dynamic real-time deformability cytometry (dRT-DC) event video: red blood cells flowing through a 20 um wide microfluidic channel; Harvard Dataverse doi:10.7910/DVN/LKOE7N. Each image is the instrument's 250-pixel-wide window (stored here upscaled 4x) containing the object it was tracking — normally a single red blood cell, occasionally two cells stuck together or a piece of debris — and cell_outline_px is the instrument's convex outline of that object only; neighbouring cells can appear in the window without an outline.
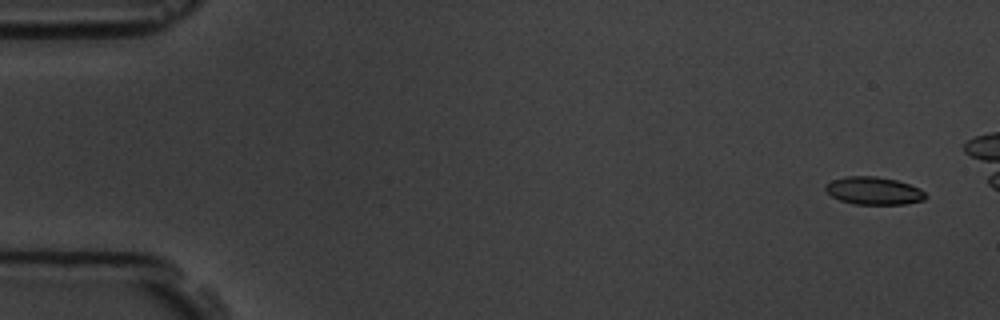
{"species": "common noctule bat (a hibernating species)", "species_latin": "Nyctalus noctula", "temperature_condition": "room temperature", "stored_images_in_passage": 6, "camera_frame_rate_fps": 3000, "um_per_image_px": 0.085, "animal": {"sex": "male", "body_mass_g": 19.5, "forearm_length_mm": 54.6}, "frame": {"image": 1, "passage_image": 1, "time_ms": 0.0, "image_size_px": [1000, 320], "cell_outline_px": [[928, 196], [924, 200], [904, 204], [852, 204], [840, 200], [832, 196], [824, 188], [824, 184], [832, 180], [848, 176], [876, 176], [896, 180], [920, 188]], "centroid_in_image_um": [74.26, 16.21], "position_along_channel_um": 10.7, "area_um2": 16.18}}